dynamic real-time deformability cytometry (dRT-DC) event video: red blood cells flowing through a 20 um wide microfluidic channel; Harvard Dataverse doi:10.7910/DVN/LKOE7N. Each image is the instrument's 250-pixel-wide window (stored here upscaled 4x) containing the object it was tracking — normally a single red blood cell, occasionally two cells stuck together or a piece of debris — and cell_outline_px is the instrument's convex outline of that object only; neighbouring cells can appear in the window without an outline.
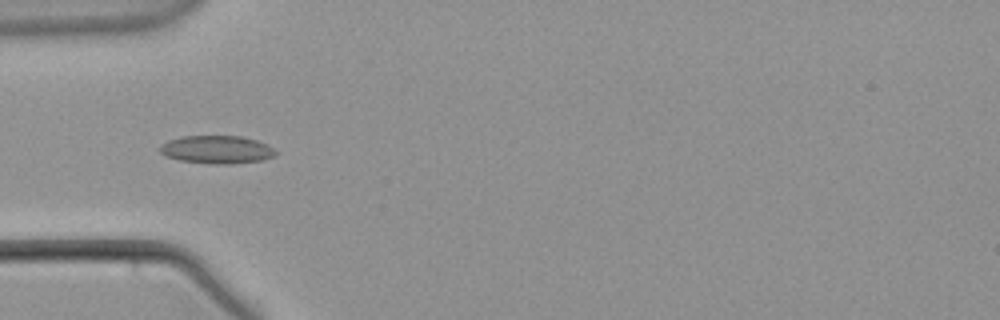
{"species": "common noctule bat (a hibernating species)", "species_latin": "Nyctalus noctula", "temperature_condition": "warm", "stored_images_in_passage": 57, "camera_frame_rate_fps": 3000, "um_per_image_px": 0.085, "animal": {"sex": "male", "body_mass_g": 21.5, "forearm_length_mm": 52.0}, "frame": {"image": 1, "passage_image": 18, "time_ms": 5.667, "image_size_px": [1000, 320], "cell_outline_px": [[276, 156], [264, 160], [228, 164], [208, 164], [180, 160], [164, 156], [160, 152], [160, 144], [168, 140], [180, 136], [240, 136], [256, 140], [268, 144], [276, 152]], "centroid_in_image_um": [18.41, 12.72], "position_along_channel_um": 66.6, "area_um2": 19.07}}
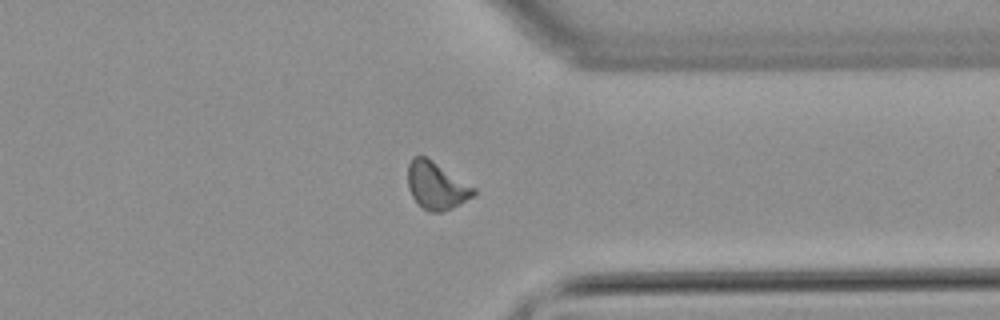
{"frame": {"image": 2, "passage_image": 44, "time_ms": 14.333, "image_size_px": [1000, 320], "cell_outline_px": [[476, 192], [472, 196], [452, 208], [440, 212], [428, 212], [420, 208], [412, 196], [408, 188], [408, 164], [416, 156], [424, 156], [432, 160], [476, 188]], "centroid_in_image_um": [37.07, 15.8], "position_along_channel_um": 374.3, "area_um2": 18.03}}
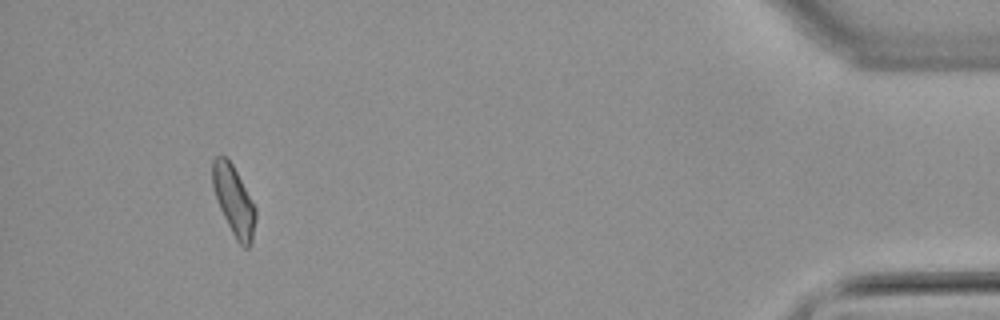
{"frame": {"image": 3, "passage_image": 53, "time_ms": 17.333, "image_size_px": [1000, 320], "cell_outline_px": [[256, 220], [252, 240], [248, 248], [244, 248], [236, 240], [220, 208], [212, 188], [212, 160], [216, 156], [224, 156], [232, 164], [256, 208]], "centroid_in_image_um": [19.87, 17.06], "position_along_channel_um": 415.3, "area_um2": 17.22}}